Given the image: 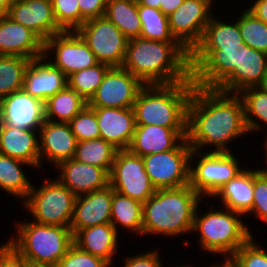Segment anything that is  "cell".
Returning a JSON list of instances; mask_svg holds the SVG:
<instances>
[{
    "instance_id": "obj_1",
    "label": "cell",
    "mask_w": 267,
    "mask_h": 267,
    "mask_svg": "<svg viewBox=\"0 0 267 267\" xmlns=\"http://www.w3.org/2000/svg\"><path fill=\"white\" fill-rule=\"evenodd\" d=\"M248 133L238 94L194 86L188 102L186 134L193 150L210 146L214 147L210 152H232L228 143Z\"/></svg>"
},
{
    "instance_id": "obj_2",
    "label": "cell",
    "mask_w": 267,
    "mask_h": 267,
    "mask_svg": "<svg viewBox=\"0 0 267 267\" xmlns=\"http://www.w3.org/2000/svg\"><path fill=\"white\" fill-rule=\"evenodd\" d=\"M122 67L144 85L172 84L191 77L190 52L179 42L129 39Z\"/></svg>"
},
{
    "instance_id": "obj_3",
    "label": "cell",
    "mask_w": 267,
    "mask_h": 267,
    "mask_svg": "<svg viewBox=\"0 0 267 267\" xmlns=\"http://www.w3.org/2000/svg\"><path fill=\"white\" fill-rule=\"evenodd\" d=\"M201 195L189 184L177 188L156 189L143 203L142 235L175 237L191 234L194 214Z\"/></svg>"
},
{
    "instance_id": "obj_4",
    "label": "cell",
    "mask_w": 267,
    "mask_h": 267,
    "mask_svg": "<svg viewBox=\"0 0 267 267\" xmlns=\"http://www.w3.org/2000/svg\"><path fill=\"white\" fill-rule=\"evenodd\" d=\"M194 86L192 76L172 84L144 85L132 107L136 125L187 128L188 102Z\"/></svg>"
},
{
    "instance_id": "obj_5",
    "label": "cell",
    "mask_w": 267,
    "mask_h": 267,
    "mask_svg": "<svg viewBox=\"0 0 267 267\" xmlns=\"http://www.w3.org/2000/svg\"><path fill=\"white\" fill-rule=\"evenodd\" d=\"M214 207L212 205L209 211L202 215L197 210L198 204L192 233H199V244L203 251L223 255L224 258L231 257L253 234L244 224L243 215L224 207L217 211Z\"/></svg>"
},
{
    "instance_id": "obj_6",
    "label": "cell",
    "mask_w": 267,
    "mask_h": 267,
    "mask_svg": "<svg viewBox=\"0 0 267 267\" xmlns=\"http://www.w3.org/2000/svg\"><path fill=\"white\" fill-rule=\"evenodd\" d=\"M17 223L15 239L7 241L28 261L56 266L73 243L70 227L39 224L34 221Z\"/></svg>"
},
{
    "instance_id": "obj_7",
    "label": "cell",
    "mask_w": 267,
    "mask_h": 267,
    "mask_svg": "<svg viewBox=\"0 0 267 267\" xmlns=\"http://www.w3.org/2000/svg\"><path fill=\"white\" fill-rule=\"evenodd\" d=\"M76 195L57 178L36 188L33 184L27 198L22 202L25 210L33 216V221L61 227H70Z\"/></svg>"
},
{
    "instance_id": "obj_8",
    "label": "cell",
    "mask_w": 267,
    "mask_h": 267,
    "mask_svg": "<svg viewBox=\"0 0 267 267\" xmlns=\"http://www.w3.org/2000/svg\"><path fill=\"white\" fill-rule=\"evenodd\" d=\"M207 151L192 150L190 155L189 185L202 198H212L225 183L244 169L232 152ZM195 157H199L196 163L193 161Z\"/></svg>"
},
{
    "instance_id": "obj_9",
    "label": "cell",
    "mask_w": 267,
    "mask_h": 267,
    "mask_svg": "<svg viewBox=\"0 0 267 267\" xmlns=\"http://www.w3.org/2000/svg\"><path fill=\"white\" fill-rule=\"evenodd\" d=\"M76 32L88 44L99 63L121 67L128 39L105 16L85 21Z\"/></svg>"
},
{
    "instance_id": "obj_10",
    "label": "cell",
    "mask_w": 267,
    "mask_h": 267,
    "mask_svg": "<svg viewBox=\"0 0 267 267\" xmlns=\"http://www.w3.org/2000/svg\"><path fill=\"white\" fill-rule=\"evenodd\" d=\"M192 150L185 138L175 149L142 157L152 185L156 189L188 185Z\"/></svg>"
},
{
    "instance_id": "obj_11",
    "label": "cell",
    "mask_w": 267,
    "mask_h": 267,
    "mask_svg": "<svg viewBox=\"0 0 267 267\" xmlns=\"http://www.w3.org/2000/svg\"><path fill=\"white\" fill-rule=\"evenodd\" d=\"M109 185L114 191L141 203L156 191L145 171L142 157L128 149L117 150L109 174Z\"/></svg>"
},
{
    "instance_id": "obj_12",
    "label": "cell",
    "mask_w": 267,
    "mask_h": 267,
    "mask_svg": "<svg viewBox=\"0 0 267 267\" xmlns=\"http://www.w3.org/2000/svg\"><path fill=\"white\" fill-rule=\"evenodd\" d=\"M44 56L67 77L99 63L76 31H63L48 38L44 42Z\"/></svg>"
},
{
    "instance_id": "obj_13",
    "label": "cell",
    "mask_w": 267,
    "mask_h": 267,
    "mask_svg": "<svg viewBox=\"0 0 267 267\" xmlns=\"http://www.w3.org/2000/svg\"><path fill=\"white\" fill-rule=\"evenodd\" d=\"M211 7L207 0H184L168 16L171 34L189 52L202 39L205 27L213 16Z\"/></svg>"
},
{
    "instance_id": "obj_14",
    "label": "cell",
    "mask_w": 267,
    "mask_h": 267,
    "mask_svg": "<svg viewBox=\"0 0 267 267\" xmlns=\"http://www.w3.org/2000/svg\"><path fill=\"white\" fill-rule=\"evenodd\" d=\"M144 84L121 67H111L94 95L87 102L90 107L130 108Z\"/></svg>"
},
{
    "instance_id": "obj_15",
    "label": "cell",
    "mask_w": 267,
    "mask_h": 267,
    "mask_svg": "<svg viewBox=\"0 0 267 267\" xmlns=\"http://www.w3.org/2000/svg\"><path fill=\"white\" fill-rule=\"evenodd\" d=\"M266 75L267 53L244 44L236 50V67L215 89L238 94L244 89L262 86Z\"/></svg>"
},
{
    "instance_id": "obj_16",
    "label": "cell",
    "mask_w": 267,
    "mask_h": 267,
    "mask_svg": "<svg viewBox=\"0 0 267 267\" xmlns=\"http://www.w3.org/2000/svg\"><path fill=\"white\" fill-rule=\"evenodd\" d=\"M236 67V50H192L191 76L196 87L216 88Z\"/></svg>"
},
{
    "instance_id": "obj_17",
    "label": "cell",
    "mask_w": 267,
    "mask_h": 267,
    "mask_svg": "<svg viewBox=\"0 0 267 267\" xmlns=\"http://www.w3.org/2000/svg\"><path fill=\"white\" fill-rule=\"evenodd\" d=\"M44 121V102L23 89L0 100V122L8 127L39 130Z\"/></svg>"
},
{
    "instance_id": "obj_18",
    "label": "cell",
    "mask_w": 267,
    "mask_h": 267,
    "mask_svg": "<svg viewBox=\"0 0 267 267\" xmlns=\"http://www.w3.org/2000/svg\"><path fill=\"white\" fill-rule=\"evenodd\" d=\"M6 15L30 29L43 42L63 32L55 20L51 0H14Z\"/></svg>"
},
{
    "instance_id": "obj_19",
    "label": "cell",
    "mask_w": 267,
    "mask_h": 267,
    "mask_svg": "<svg viewBox=\"0 0 267 267\" xmlns=\"http://www.w3.org/2000/svg\"><path fill=\"white\" fill-rule=\"evenodd\" d=\"M40 168L42 160L55 167L62 161L74 158L77 139L69 123L45 120L39 129Z\"/></svg>"
},
{
    "instance_id": "obj_20",
    "label": "cell",
    "mask_w": 267,
    "mask_h": 267,
    "mask_svg": "<svg viewBox=\"0 0 267 267\" xmlns=\"http://www.w3.org/2000/svg\"><path fill=\"white\" fill-rule=\"evenodd\" d=\"M45 56L31 59L25 71L22 89L45 102L67 85V76Z\"/></svg>"
},
{
    "instance_id": "obj_21",
    "label": "cell",
    "mask_w": 267,
    "mask_h": 267,
    "mask_svg": "<svg viewBox=\"0 0 267 267\" xmlns=\"http://www.w3.org/2000/svg\"><path fill=\"white\" fill-rule=\"evenodd\" d=\"M113 191L108 185L101 190L76 196L70 225L73 235L80 229L110 223Z\"/></svg>"
},
{
    "instance_id": "obj_22",
    "label": "cell",
    "mask_w": 267,
    "mask_h": 267,
    "mask_svg": "<svg viewBox=\"0 0 267 267\" xmlns=\"http://www.w3.org/2000/svg\"><path fill=\"white\" fill-rule=\"evenodd\" d=\"M0 55H17L28 59L44 56V42L30 29L0 15Z\"/></svg>"
},
{
    "instance_id": "obj_23",
    "label": "cell",
    "mask_w": 267,
    "mask_h": 267,
    "mask_svg": "<svg viewBox=\"0 0 267 267\" xmlns=\"http://www.w3.org/2000/svg\"><path fill=\"white\" fill-rule=\"evenodd\" d=\"M91 108L97 117L100 138L118 150L128 149L136 127L133 108Z\"/></svg>"
},
{
    "instance_id": "obj_24",
    "label": "cell",
    "mask_w": 267,
    "mask_h": 267,
    "mask_svg": "<svg viewBox=\"0 0 267 267\" xmlns=\"http://www.w3.org/2000/svg\"><path fill=\"white\" fill-rule=\"evenodd\" d=\"M57 179L76 196L101 190L109 185V173L74 158L60 162Z\"/></svg>"
},
{
    "instance_id": "obj_25",
    "label": "cell",
    "mask_w": 267,
    "mask_h": 267,
    "mask_svg": "<svg viewBox=\"0 0 267 267\" xmlns=\"http://www.w3.org/2000/svg\"><path fill=\"white\" fill-rule=\"evenodd\" d=\"M187 128L136 125L128 150L140 157L175 149L185 138Z\"/></svg>"
},
{
    "instance_id": "obj_26",
    "label": "cell",
    "mask_w": 267,
    "mask_h": 267,
    "mask_svg": "<svg viewBox=\"0 0 267 267\" xmlns=\"http://www.w3.org/2000/svg\"><path fill=\"white\" fill-rule=\"evenodd\" d=\"M39 130L17 129L0 124V154L40 168Z\"/></svg>"
},
{
    "instance_id": "obj_27",
    "label": "cell",
    "mask_w": 267,
    "mask_h": 267,
    "mask_svg": "<svg viewBox=\"0 0 267 267\" xmlns=\"http://www.w3.org/2000/svg\"><path fill=\"white\" fill-rule=\"evenodd\" d=\"M120 232L111 223H104L78 230L73 243L79 249L106 260L111 266L118 251Z\"/></svg>"
},
{
    "instance_id": "obj_28",
    "label": "cell",
    "mask_w": 267,
    "mask_h": 267,
    "mask_svg": "<svg viewBox=\"0 0 267 267\" xmlns=\"http://www.w3.org/2000/svg\"><path fill=\"white\" fill-rule=\"evenodd\" d=\"M253 193L254 168H244L235 178L225 183L212 198H220L223 203L221 206L224 205V208L245 217L252 209Z\"/></svg>"
},
{
    "instance_id": "obj_29",
    "label": "cell",
    "mask_w": 267,
    "mask_h": 267,
    "mask_svg": "<svg viewBox=\"0 0 267 267\" xmlns=\"http://www.w3.org/2000/svg\"><path fill=\"white\" fill-rule=\"evenodd\" d=\"M244 44L237 21L227 23L213 15L193 50H237Z\"/></svg>"
},
{
    "instance_id": "obj_30",
    "label": "cell",
    "mask_w": 267,
    "mask_h": 267,
    "mask_svg": "<svg viewBox=\"0 0 267 267\" xmlns=\"http://www.w3.org/2000/svg\"><path fill=\"white\" fill-rule=\"evenodd\" d=\"M22 166L23 169L29 166L33 168L27 162L0 154V189L24 201L33 183L25 174Z\"/></svg>"
},
{
    "instance_id": "obj_31",
    "label": "cell",
    "mask_w": 267,
    "mask_h": 267,
    "mask_svg": "<svg viewBox=\"0 0 267 267\" xmlns=\"http://www.w3.org/2000/svg\"><path fill=\"white\" fill-rule=\"evenodd\" d=\"M142 211L143 203L113 191L110 223L117 232L120 231V226L121 228H127L126 231H132L131 233L142 236Z\"/></svg>"
},
{
    "instance_id": "obj_32",
    "label": "cell",
    "mask_w": 267,
    "mask_h": 267,
    "mask_svg": "<svg viewBox=\"0 0 267 267\" xmlns=\"http://www.w3.org/2000/svg\"><path fill=\"white\" fill-rule=\"evenodd\" d=\"M87 101L68 85L44 102L45 120L69 123Z\"/></svg>"
},
{
    "instance_id": "obj_33",
    "label": "cell",
    "mask_w": 267,
    "mask_h": 267,
    "mask_svg": "<svg viewBox=\"0 0 267 267\" xmlns=\"http://www.w3.org/2000/svg\"><path fill=\"white\" fill-rule=\"evenodd\" d=\"M129 40L140 37L141 21L136 0H107L104 15Z\"/></svg>"
},
{
    "instance_id": "obj_34",
    "label": "cell",
    "mask_w": 267,
    "mask_h": 267,
    "mask_svg": "<svg viewBox=\"0 0 267 267\" xmlns=\"http://www.w3.org/2000/svg\"><path fill=\"white\" fill-rule=\"evenodd\" d=\"M117 150L102 138L84 140L77 142L74 159L103 168L110 174Z\"/></svg>"
},
{
    "instance_id": "obj_35",
    "label": "cell",
    "mask_w": 267,
    "mask_h": 267,
    "mask_svg": "<svg viewBox=\"0 0 267 267\" xmlns=\"http://www.w3.org/2000/svg\"><path fill=\"white\" fill-rule=\"evenodd\" d=\"M238 95L243 102L248 132L253 134L254 131L259 132V129H263L264 125L267 127V91L261 86L250 87L242 90Z\"/></svg>"
},
{
    "instance_id": "obj_36",
    "label": "cell",
    "mask_w": 267,
    "mask_h": 267,
    "mask_svg": "<svg viewBox=\"0 0 267 267\" xmlns=\"http://www.w3.org/2000/svg\"><path fill=\"white\" fill-rule=\"evenodd\" d=\"M30 59L17 55H0V100L23 87Z\"/></svg>"
},
{
    "instance_id": "obj_37",
    "label": "cell",
    "mask_w": 267,
    "mask_h": 267,
    "mask_svg": "<svg viewBox=\"0 0 267 267\" xmlns=\"http://www.w3.org/2000/svg\"><path fill=\"white\" fill-rule=\"evenodd\" d=\"M141 21L140 37L162 42H178L169 29L168 16L161 10L138 5Z\"/></svg>"
},
{
    "instance_id": "obj_38",
    "label": "cell",
    "mask_w": 267,
    "mask_h": 267,
    "mask_svg": "<svg viewBox=\"0 0 267 267\" xmlns=\"http://www.w3.org/2000/svg\"><path fill=\"white\" fill-rule=\"evenodd\" d=\"M110 68L111 66L107 64L98 63L95 66L76 71L67 77L68 86L88 102Z\"/></svg>"
},
{
    "instance_id": "obj_39",
    "label": "cell",
    "mask_w": 267,
    "mask_h": 267,
    "mask_svg": "<svg viewBox=\"0 0 267 267\" xmlns=\"http://www.w3.org/2000/svg\"><path fill=\"white\" fill-rule=\"evenodd\" d=\"M235 20L239 24L243 42L255 50L267 53V24L248 9L243 10Z\"/></svg>"
},
{
    "instance_id": "obj_40",
    "label": "cell",
    "mask_w": 267,
    "mask_h": 267,
    "mask_svg": "<svg viewBox=\"0 0 267 267\" xmlns=\"http://www.w3.org/2000/svg\"><path fill=\"white\" fill-rule=\"evenodd\" d=\"M69 125L78 142L100 138L97 117L93 108L88 105L69 122Z\"/></svg>"
},
{
    "instance_id": "obj_41",
    "label": "cell",
    "mask_w": 267,
    "mask_h": 267,
    "mask_svg": "<svg viewBox=\"0 0 267 267\" xmlns=\"http://www.w3.org/2000/svg\"><path fill=\"white\" fill-rule=\"evenodd\" d=\"M254 239L253 235L231 256L235 267H267V250Z\"/></svg>"
},
{
    "instance_id": "obj_42",
    "label": "cell",
    "mask_w": 267,
    "mask_h": 267,
    "mask_svg": "<svg viewBox=\"0 0 267 267\" xmlns=\"http://www.w3.org/2000/svg\"><path fill=\"white\" fill-rule=\"evenodd\" d=\"M58 26L63 31H76L80 27L78 0H51Z\"/></svg>"
},
{
    "instance_id": "obj_43",
    "label": "cell",
    "mask_w": 267,
    "mask_h": 267,
    "mask_svg": "<svg viewBox=\"0 0 267 267\" xmlns=\"http://www.w3.org/2000/svg\"><path fill=\"white\" fill-rule=\"evenodd\" d=\"M262 168L254 169L253 205L247 215L252 214L267 224V168Z\"/></svg>"
},
{
    "instance_id": "obj_44",
    "label": "cell",
    "mask_w": 267,
    "mask_h": 267,
    "mask_svg": "<svg viewBox=\"0 0 267 267\" xmlns=\"http://www.w3.org/2000/svg\"><path fill=\"white\" fill-rule=\"evenodd\" d=\"M55 267H113L106 260L72 245Z\"/></svg>"
},
{
    "instance_id": "obj_45",
    "label": "cell",
    "mask_w": 267,
    "mask_h": 267,
    "mask_svg": "<svg viewBox=\"0 0 267 267\" xmlns=\"http://www.w3.org/2000/svg\"><path fill=\"white\" fill-rule=\"evenodd\" d=\"M80 9V26L87 20L103 17L107 0H78Z\"/></svg>"
},
{
    "instance_id": "obj_46",
    "label": "cell",
    "mask_w": 267,
    "mask_h": 267,
    "mask_svg": "<svg viewBox=\"0 0 267 267\" xmlns=\"http://www.w3.org/2000/svg\"><path fill=\"white\" fill-rule=\"evenodd\" d=\"M158 250L143 252L124 259L123 267H163Z\"/></svg>"
},
{
    "instance_id": "obj_47",
    "label": "cell",
    "mask_w": 267,
    "mask_h": 267,
    "mask_svg": "<svg viewBox=\"0 0 267 267\" xmlns=\"http://www.w3.org/2000/svg\"><path fill=\"white\" fill-rule=\"evenodd\" d=\"M26 258L20 255L10 244L0 246V267H25Z\"/></svg>"
},
{
    "instance_id": "obj_48",
    "label": "cell",
    "mask_w": 267,
    "mask_h": 267,
    "mask_svg": "<svg viewBox=\"0 0 267 267\" xmlns=\"http://www.w3.org/2000/svg\"><path fill=\"white\" fill-rule=\"evenodd\" d=\"M251 5L246 6V8L259 20L267 24V0H255Z\"/></svg>"
},
{
    "instance_id": "obj_49",
    "label": "cell",
    "mask_w": 267,
    "mask_h": 267,
    "mask_svg": "<svg viewBox=\"0 0 267 267\" xmlns=\"http://www.w3.org/2000/svg\"><path fill=\"white\" fill-rule=\"evenodd\" d=\"M184 0H162L160 3V10L161 12L169 16L172 14L182 3Z\"/></svg>"
},
{
    "instance_id": "obj_50",
    "label": "cell",
    "mask_w": 267,
    "mask_h": 267,
    "mask_svg": "<svg viewBox=\"0 0 267 267\" xmlns=\"http://www.w3.org/2000/svg\"><path fill=\"white\" fill-rule=\"evenodd\" d=\"M137 5H144L160 10V3L162 0H136Z\"/></svg>"
},
{
    "instance_id": "obj_51",
    "label": "cell",
    "mask_w": 267,
    "mask_h": 267,
    "mask_svg": "<svg viewBox=\"0 0 267 267\" xmlns=\"http://www.w3.org/2000/svg\"><path fill=\"white\" fill-rule=\"evenodd\" d=\"M14 0H0V15H6Z\"/></svg>"
},
{
    "instance_id": "obj_52",
    "label": "cell",
    "mask_w": 267,
    "mask_h": 267,
    "mask_svg": "<svg viewBox=\"0 0 267 267\" xmlns=\"http://www.w3.org/2000/svg\"><path fill=\"white\" fill-rule=\"evenodd\" d=\"M223 264L211 265L210 267H235L233 259L231 257H225Z\"/></svg>"
},
{
    "instance_id": "obj_53",
    "label": "cell",
    "mask_w": 267,
    "mask_h": 267,
    "mask_svg": "<svg viewBox=\"0 0 267 267\" xmlns=\"http://www.w3.org/2000/svg\"><path fill=\"white\" fill-rule=\"evenodd\" d=\"M25 267H55V266L48 265V264L35 263V262L28 261L26 259V266Z\"/></svg>"
},
{
    "instance_id": "obj_54",
    "label": "cell",
    "mask_w": 267,
    "mask_h": 267,
    "mask_svg": "<svg viewBox=\"0 0 267 267\" xmlns=\"http://www.w3.org/2000/svg\"><path fill=\"white\" fill-rule=\"evenodd\" d=\"M266 134H267V133H266ZM265 137H266V138H265V141H264V144H265V145H263V146L265 147L264 149H265V151H266V154H265V155H266V156H265V159H266V160H265V161H266V164H267V135H266Z\"/></svg>"
},
{
    "instance_id": "obj_55",
    "label": "cell",
    "mask_w": 267,
    "mask_h": 267,
    "mask_svg": "<svg viewBox=\"0 0 267 267\" xmlns=\"http://www.w3.org/2000/svg\"><path fill=\"white\" fill-rule=\"evenodd\" d=\"M261 87L267 91V75H266V77L264 79V82H263Z\"/></svg>"
},
{
    "instance_id": "obj_56",
    "label": "cell",
    "mask_w": 267,
    "mask_h": 267,
    "mask_svg": "<svg viewBox=\"0 0 267 267\" xmlns=\"http://www.w3.org/2000/svg\"><path fill=\"white\" fill-rule=\"evenodd\" d=\"M176 266H177V267H192V265L190 266V265H188V264H186V265L184 264V265H181V266H180V265H179V266L176 265ZM176 266H175V267H176Z\"/></svg>"
},
{
    "instance_id": "obj_57",
    "label": "cell",
    "mask_w": 267,
    "mask_h": 267,
    "mask_svg": "<svg viewBox=\"0 0 267 267\" xmlns=\"http://www.w3.org/2000/svg\"><path fill=\"white\" fill-rule=\"evenodd\" d=\"M208 2H210L211 4H213V0H207Z\"/></svg>"
}]
</instances>
